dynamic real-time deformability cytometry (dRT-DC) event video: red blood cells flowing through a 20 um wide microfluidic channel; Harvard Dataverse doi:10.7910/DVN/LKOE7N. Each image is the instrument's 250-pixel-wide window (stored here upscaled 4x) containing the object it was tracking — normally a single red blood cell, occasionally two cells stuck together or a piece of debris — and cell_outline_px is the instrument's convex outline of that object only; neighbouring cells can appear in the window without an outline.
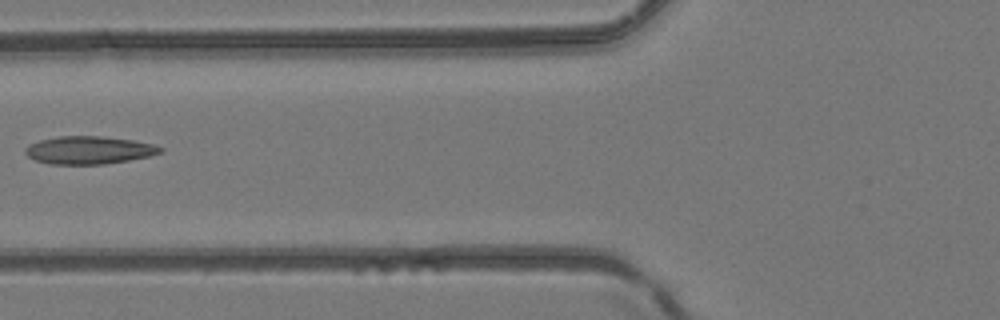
{"species": "common noctule bat (a hibernating species)", "species_latin": "Nyctalus noctula", "temperature_condition": "room temperature", "stored_images_in_passage": 3, "camera_frame_rate_fps": 3000, "um_per_image_px": 0.085, "animal": {"sex": "female", "body_mass_g": 24.6, "forearm_length_mm": 56.2}, "frame": {"image": 1, "passage_image": 3, "time_ms": 2.333, "image_size_px": [1000, 320], "cell_outline_px": [[164, 148], [160, 152], [152, 156], [104, 164], [48, 164], [36, 160], [28, 156], [24, 152], [24, 148], [28, 144], [40, 140], [60, 136], [100, 136], [132, 140], [152, 144]], "centroid_in_image_um": [7.53, 12.76], "position_along_channel_um": 118.3, "area_um2": 21.85}}